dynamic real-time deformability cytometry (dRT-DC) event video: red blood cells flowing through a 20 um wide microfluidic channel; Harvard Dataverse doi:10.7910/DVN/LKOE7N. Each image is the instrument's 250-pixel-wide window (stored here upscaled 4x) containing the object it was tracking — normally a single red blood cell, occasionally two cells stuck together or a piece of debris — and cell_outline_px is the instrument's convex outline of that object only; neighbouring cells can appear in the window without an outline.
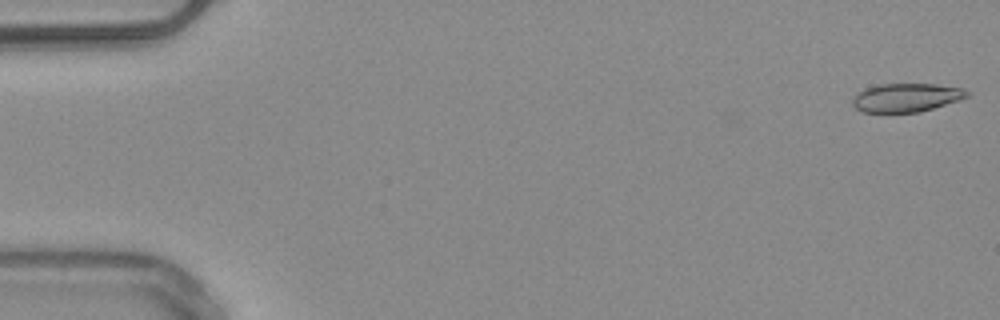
{"species": "common noctule bat (a hibernating species)", "species_latin": "Nyctalus noctula", "temperature_condition": "warm", "stored_images_in_passage": 51, "camera_frame_rate_fps": 3000, "um_per_image_px": 0.085, "animal": {"sex": "male", "body_mass_g": 20.4}, "frame": {"image": 1, "passage_image": 1, "time_ms": 0.0, "image_size_px": [1000, 320], "cell_outline_px": [[968, 96], [960, 100], [920, 112], [864, 112], [856, 108], [852, 104], [852, 100], [864, 88], [880, 84], [936, 84], [964, 88], [968, 92]], "centroid_in_image_um": [77.06, 8.29], "position_along_channel_um": 7.9, "area_um2": 18.96}}
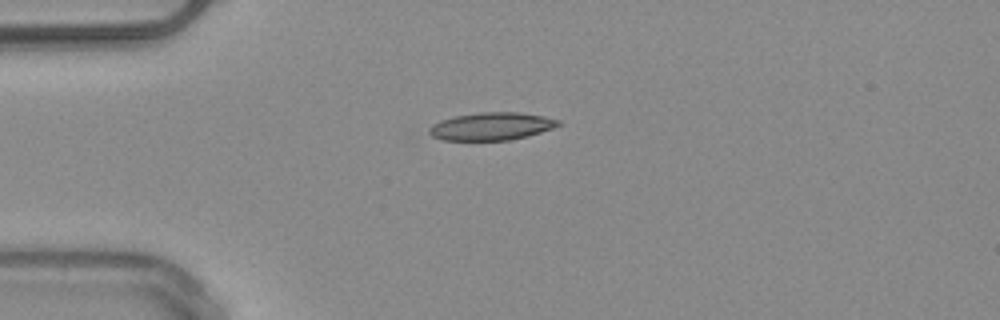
{"frame": {"image": 2, "passage_image": 13, "time_ms": 4.0, "image_size_px": [1000, 320], "cell_outline_px": [[560, 124], [552, 128], [528, 136], [508, 140], [444, 140], [432, 136], [428, 132], [428, 128], [432, 124], [440, 120], [456, 116], [480, 112], [516, 112], [544, 116], [560, 120]], "centroid_in_image_um": [41.75, 10.73], "position_along_channel_um": 43.2, "area_um2": 20.75}}
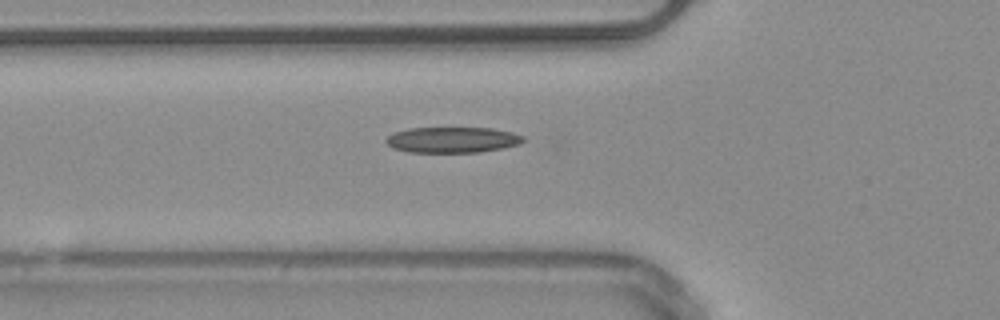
{"frame": {"image": 3, "passage_image": 18, "time_ms": 5.667, "image_size_px": [1000, 320], "cell_outline_px": [[524, 140], [520, 144], [504, 148], [480, 152], [408, 152], [392, 148], [384, 140], [392, 132], [408, 128], [492, 128], [512, 132], [524, 136]], "centroid_in_image_um": [38.44, 11.88], "position_along_channel_um": 87.4, "area_um2": 20.75}, "authors_computed_cell_mechanics": {"area_um2": 20.1144, "velocity_mm_per_s": 4.0133, "shape_relaxation_time_tau1_ms": null, "shape_relaxation_time_tau2_ms": 5.0879, "deformation_change_tau1": null, "deformation_change_tau2": 0.1632}}